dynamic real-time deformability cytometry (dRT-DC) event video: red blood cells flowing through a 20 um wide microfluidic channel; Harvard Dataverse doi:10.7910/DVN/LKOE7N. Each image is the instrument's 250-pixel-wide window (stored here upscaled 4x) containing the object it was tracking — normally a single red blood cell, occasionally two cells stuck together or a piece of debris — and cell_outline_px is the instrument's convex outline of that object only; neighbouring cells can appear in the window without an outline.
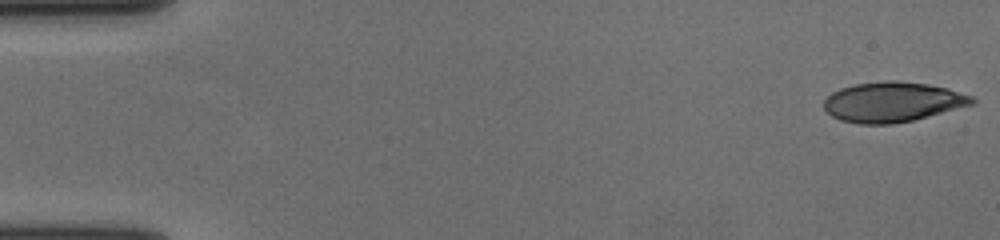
{"species": "human", "species_latin": "Homo sapiens", "temperature_condition": "cold", "stored_images_in_passage": 57, "camera_frame_rate_fps": 3000, "um_per_image_px": 0.085, "donor": {"sex": "female"}, "frame": {"image": 1, "passage_image": 1, "time_ms": 0.0, "image_size_px": [1000, 240], "cell_outline_px": [[976, 104], [912, 120], [892, 124], [860, 124], [840, 120], [832, 116], [824, 108], [824, 100], [832, 92], [840, 88], [856, 84], [884, 80], [896, 80], [928, 84], [948, 88], [976, 96]], "centroid_in_image_um": [75.92, 8.66], "position_along_channel_um": 9.1, "area_um2": 34.8}}
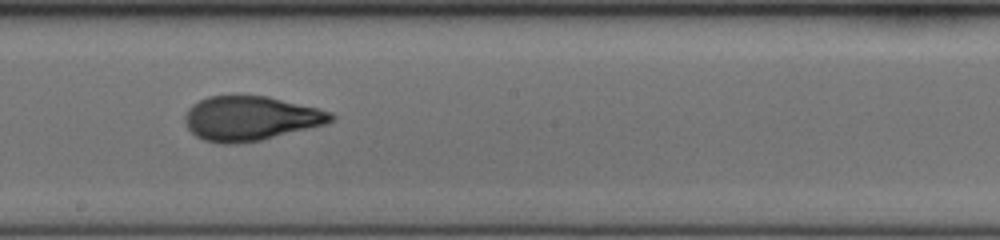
{"frame": {"image": 2, "passage_image": 32, "time_ms": 10.333, "image_size_px": [1000, 240], "cell_outline_px": [[336, 116], [328, 124], [260, 140], [236, 144], [224, 144], [204, 140], [196, 136], [188, 128], [184, 120], [184, 116], [188, 108], [192, 104], [208, 96], [268, 96], [332, 112]], "centroid_in_image_um": [21.29, 10.07], "position_along_channel_um": 226.9, "area_um2": 37.74}}
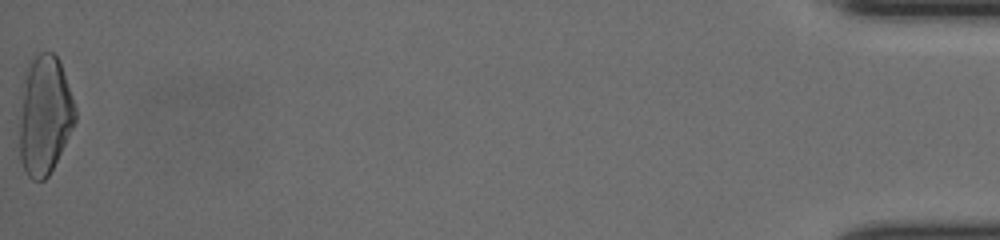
{"frame": {"image": 3, "passage_image": 57, "time_ms": 18.667, "image_size_px": [1000, 240], "cell_outline_px": [[76, 120], [48, 176], [44, 180], [32, 180], [28, 176], [20, 160], [20, 84], [24, 72], [28, 64], [40, 52], [52, 52], [60, 60], [76, 108]], "centroid_in_image_um": [3.76, 9.74], "position_along_channel_um": 431.4, "area_um2": 38.84}, "authors_computed_cell_mechanics": {"area_um2": 36.6452, "velocity_mm_per_s": 3.6688, "shape_relaxation_time_tau1_ms": 6.3113, "shape_relaxation_time_tau2_ms": 1.1128, "deformation_change_tau1": 0.2353, "deformation_change_tau2": 0.0762}}